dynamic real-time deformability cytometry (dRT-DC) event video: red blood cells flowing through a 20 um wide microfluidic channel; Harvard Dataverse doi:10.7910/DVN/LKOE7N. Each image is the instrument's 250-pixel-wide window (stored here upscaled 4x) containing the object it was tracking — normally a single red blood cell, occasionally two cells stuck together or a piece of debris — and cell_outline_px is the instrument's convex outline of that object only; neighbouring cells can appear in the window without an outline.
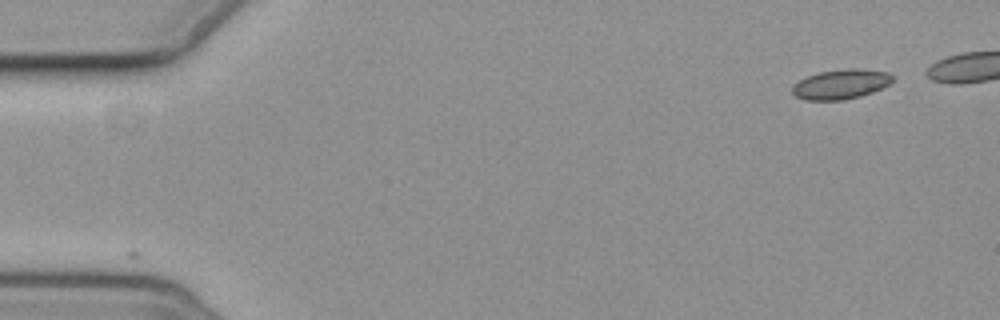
{"species": "common noctule bat (a hibernating species)", "species_latin": "Nyctalus noctula", "temperature_condition": "cold", "stored_images_in_passage": 6, "camera_frame_rate_fps": 3000, "um_per_image_px": 0.085, "animal": {"sex": "female", "body_mass_g": 19.3, "forearm_length_mm": 54.1}, "frame": {"image": 1, "passage_image": 1, "time_ms": 0.0, "image_size_px": [1000, 320], "cell_outline_px": [[892, 80], [888, 84], [872, 92], [860, 96], [844, 100], [804, 100], [796, 96], [792, 92], [792, 84], [808, 76], [820, 72], [848, 68], [856, 68], [888, 72], [892, 76]], "centroid_in_image_um": [71.44, 7.16], "position_along_channel_um": 13.6, "area_um2": 17.22}}